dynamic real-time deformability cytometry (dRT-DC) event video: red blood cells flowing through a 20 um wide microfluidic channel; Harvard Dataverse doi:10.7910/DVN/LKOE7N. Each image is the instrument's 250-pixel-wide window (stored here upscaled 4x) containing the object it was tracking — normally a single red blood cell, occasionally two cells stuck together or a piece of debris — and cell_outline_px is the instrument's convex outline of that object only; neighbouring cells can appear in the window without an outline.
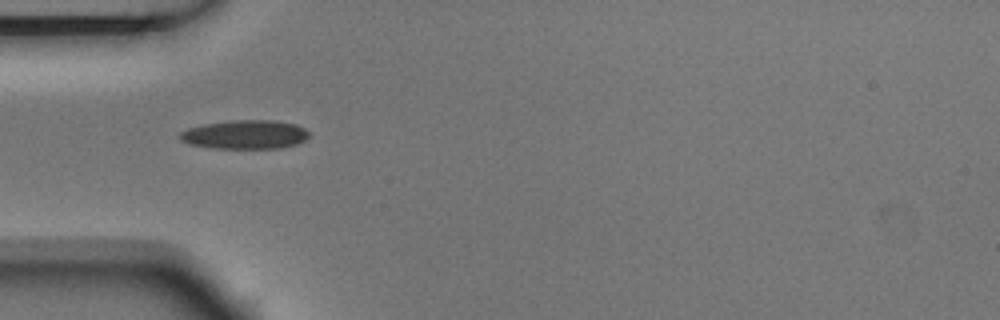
{"species": "Egyptian fruit bat (a non-hibernating species)", "species_latin": "Rousettus aegyptiacus", "temperature_condition": "room temperature", "stored_images_in_passage": 3, "camera_frame_rate_fps": 3000, "um_per_image_px": 0.085, "animal": {"sex": "male"}, "frame": {"image": 1, "passage_image": 1, "time_ms": 0.0, "image_size_px": [1000, 320], "cell_outline_px": [[308, 136], [304, 140], [296, 144], [280, 148], [212, 148], [188, 144], [180, 140], [176, 136], [180, 132], [188, 128], [204, 124], [232, 120], [276, 120], [296, 124], [304, 128], [308, 132]], "centroid_in_image_um": [20.79, 11.43], "position_along_channel_um": 64.2, "area_um2": 21.85}}
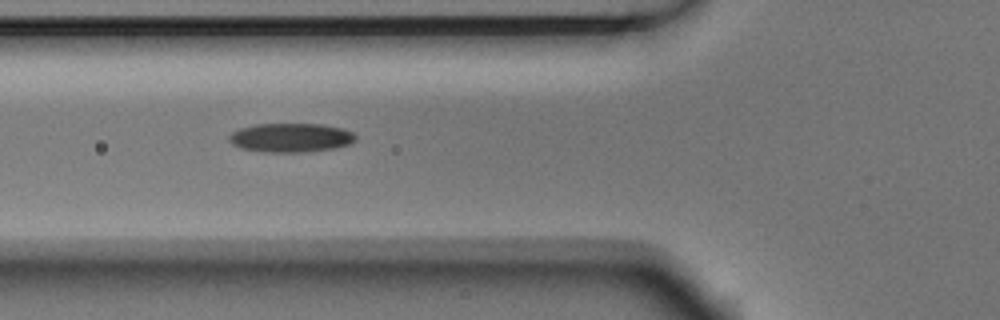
{"frame": {"image": 2, "passage_image": 2, "time_ms": 0.333, "image_size_px": [1000, 320], "cell_outline_px": [[356, 140], [348, 144], [336, 148], [308, 152], [264, 152], [240, 148], [232, 144], [228, 140], [228, 136], [232, 132], [240, 128], [256, 124], [320, 124], [344, 128], [352, 132], [356, 136]], "centroid_in_image_um": [24.71, 11.7], "position_along_channel_um": 101.1, "area_um2": 21.56}}
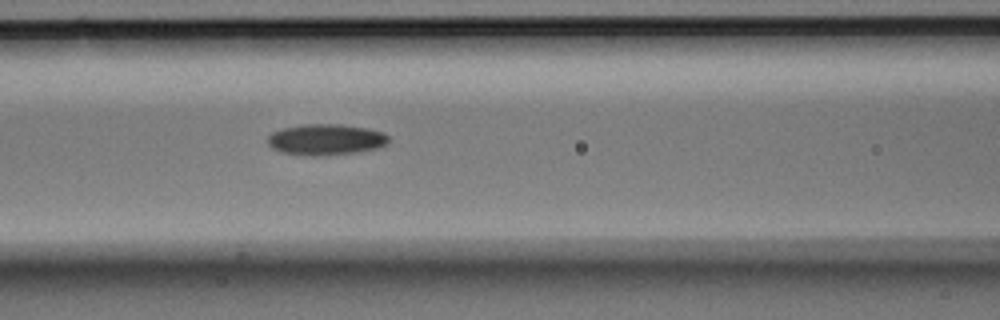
{"frame": {"image": 3, "passage_image": 3, "time_ms": 0.667, "image_size_px": [1000, 320], "cell_outline_px": [[388, 140], [384, 144], [376, 148], [356, 152], [328, 156], [312, 156], [280, 152], [272, 148], [268, 144], [268, 136], [272, 132], [284, 128], [308, 124], [340, 124], [368, 128], [384, 132], [388, 136]], "centroid_in_image_um": [27.68, 11.87], "position_along_channel_um": 138.9, "area_um2": 21.85}}